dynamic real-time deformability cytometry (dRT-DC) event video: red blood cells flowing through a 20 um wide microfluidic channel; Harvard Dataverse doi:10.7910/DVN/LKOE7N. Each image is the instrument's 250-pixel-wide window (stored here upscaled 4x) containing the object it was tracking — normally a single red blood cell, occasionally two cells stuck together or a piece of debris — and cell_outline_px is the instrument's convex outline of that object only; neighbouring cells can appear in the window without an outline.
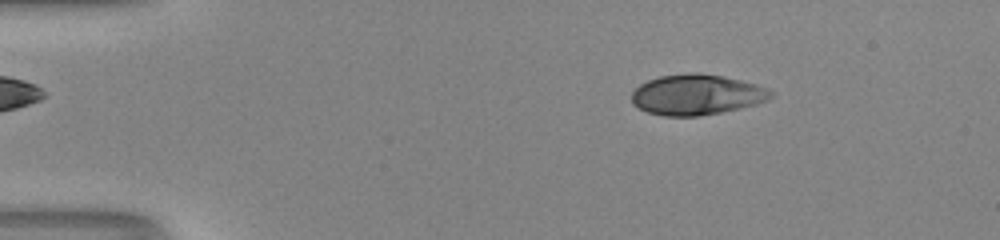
{"species": "human", "species_latin": "Homo sapiens", "temperature_condition": "room temperature", "stored_images_in_passage": 50, "camera_frame_rate_fps": 3000, "um_per_image_px": 0.085, "donor": {"sex": "male"}, "frame": {"image": 1, "passage_image": 8, "time_ms": 2.333, "image_size_px": [1000, 240], "cell_outline_px": [[772, 96], [768, 100], [756, 104], [740, 108], [700, 116], [664, 116], [648, 112], [632, 104], [632, 92], [640, 84], [648, 80], [660, 76], [688, 72], [700, 72], [724, 76], [756, 84], [772, 92]], "centroid_in_image_um": [59.19, 8.04], "position_along_channel_um": 25.8, "area_um2": 32.83}}
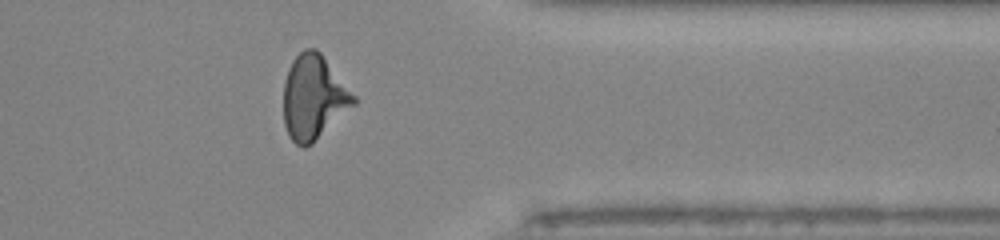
{"frame": {"image": 2, "passage_image": 41, "time_ms": 13.333, "image_size_px": [1000, 240], "cell_outline_px": [[356, 104], [312, 144], [304, 148], [296, 144], [288, 136], [284, 124], [284, 80], [288, 68], [292, 60], [304, 48], [316, 48], [320, 52], [356, 96]], "centroid_in_image_um": [26.65, 8.28], "position_along_channel_um": 384.7, "area_um2": 34.62}}
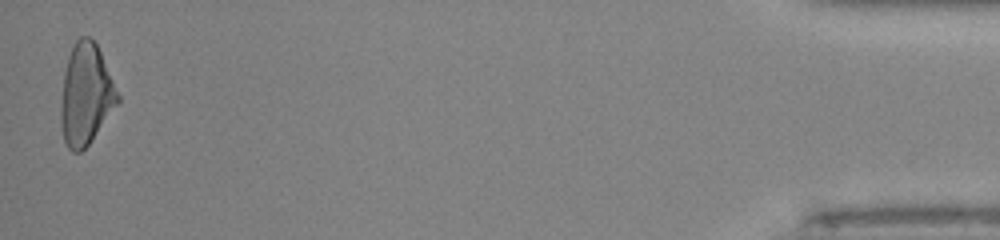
{"frame": {"image": 3, "passage_image": 50, "time_ms": 16.333, "image_size_px": [1000, 240], "cell_outline_px": [[120, 100], [88, 144], [80, 152], [72, 152], [68, 148], [64, 140], [60, 124], [60, 108], [64, 72], [68, 56], [76, 40], [80, 36], [88, 36], [96, 44], [100, 52], [120, 96]], "centroid_in_image_um": [7.27, 8.04], "position_along_channel_um": 427.9, "area_um2": 33.06}, "authors_computed_cell_mechanics": {"area_um2": 33.1483, "velocity_mm_per_s": 4.1429, "shape_relaxation_time_tau1_ms": 4.9793, "shape_relaxation_time_tau2_ms": 0.7774, "deformation_change_tau1": 0.2042, "deformation_change_tau2": 0.0601}}